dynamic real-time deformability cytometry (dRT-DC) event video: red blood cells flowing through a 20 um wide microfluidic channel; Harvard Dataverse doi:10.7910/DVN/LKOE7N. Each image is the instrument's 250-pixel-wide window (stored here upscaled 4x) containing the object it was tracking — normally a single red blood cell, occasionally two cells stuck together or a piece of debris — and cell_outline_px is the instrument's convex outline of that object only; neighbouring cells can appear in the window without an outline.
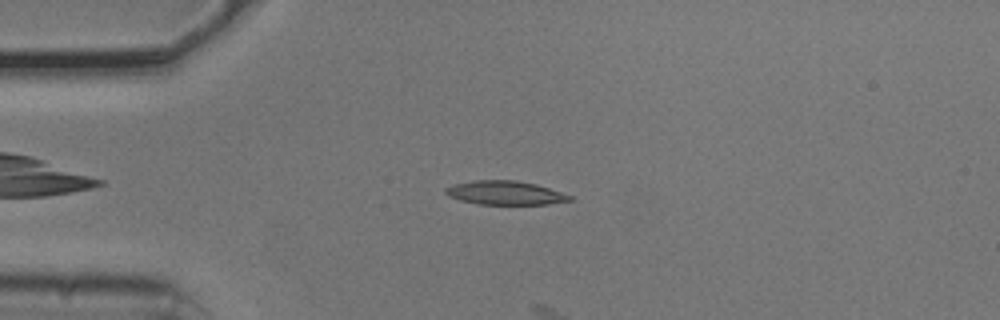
{"species": "common noctule bat (a hibernating species)", "species_latin": "Nyctalus noctula", "temperature_condition": "cold", "stored_images_in_passage": 14, "camera_frame_rate_fps": 3000, "um_per_image_px": 0.085, "animal": {"sex": "male", "body_mass_g": 20.5, "forearm_length_mm": 52.5}, "frame": {"image": 1, "passage_image": 12, "time_ms": 3.667, "image_size_px": [1000, 320], "cell_outline_px": [[572, 200], [548, 204], [476, 204], [460, 200], [448, 196], [444, 192], [444, 188], [456, 184], [476, 180], [516, 180], [536, 184], [572, 196]], "centroid_in_image_um": [42.91, 16.39], "position_along_channel_um": 42.1, "area_um2": 17.11}}